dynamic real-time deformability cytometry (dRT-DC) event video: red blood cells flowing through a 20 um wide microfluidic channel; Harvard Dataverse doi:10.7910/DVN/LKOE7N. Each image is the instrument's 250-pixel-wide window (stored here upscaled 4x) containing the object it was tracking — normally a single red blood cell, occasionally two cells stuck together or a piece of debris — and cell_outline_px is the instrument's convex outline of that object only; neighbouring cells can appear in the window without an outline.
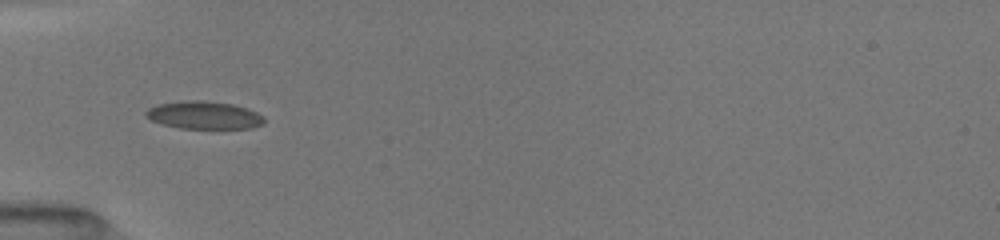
{"species": "common noctule bat (a hibernating species)", "species_latin": "Nyctalus noctula", "temperature_condition": "room temperature", "stored_images_in_passage": 2, "camera_frame_rate_fps": 3000, "um_per_image_px": 0.085, "animal": {"sex": "female", "body_mass_g": 19.5, "forearm_length_mm": 54.1}, "frame": {"image": 1, "passage_image": 1, "time_ms": 0.0, "image_size_px": [1000, 240], "cell_outline_px": [[264, 124], [252, 128], [180, 128], [160, 124], [144, 116], [144, 112], [148, 108], [156, 104], [188, 100], [204, 100], [232, 104], [256, 112], [264, 116]], "centroid_in_image_um": [17.3, 9.79], "position_along_channel_um": 67.7, "area_um2": 19.19}}